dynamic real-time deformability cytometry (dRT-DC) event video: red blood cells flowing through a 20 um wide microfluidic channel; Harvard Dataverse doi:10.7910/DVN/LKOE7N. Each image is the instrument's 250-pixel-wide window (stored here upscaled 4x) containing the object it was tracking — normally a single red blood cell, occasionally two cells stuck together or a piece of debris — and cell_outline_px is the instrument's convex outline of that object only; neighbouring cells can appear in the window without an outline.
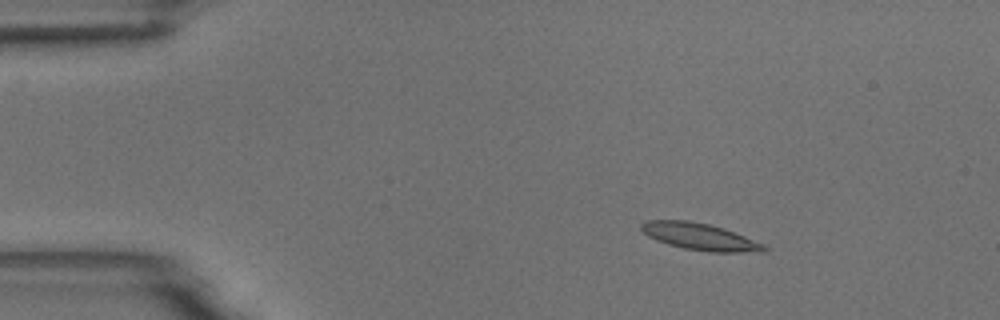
{"species": "common noctule bat (a hibernating species)", "species_latin": "Nyctalus noctula", "temperature_condition": "room temperature", "stored_images_in_passage": 6, "camera_frame_rate_fps": 3000, "um_per_image_px": 0.085, "animal": {"sex": "male", "body_mass_g": 18.8}, "frame": {"image": 1, "passage_image": 3, "time_ms": 2.333, "image_size_px": [1000, 320], "cell_outline_px": [[768, 248], [764, 252], [708, 252], [684, 248], [668, 244], [648, 236], [640, 228], [640, 224], [648, 220], [688, 220], [708, 224], [724, 228], [764, 244]], "centroid_in_image_um": [59.5, 20.12], "position_along_channel_um": 25.5, "area_um2": 19.13}}